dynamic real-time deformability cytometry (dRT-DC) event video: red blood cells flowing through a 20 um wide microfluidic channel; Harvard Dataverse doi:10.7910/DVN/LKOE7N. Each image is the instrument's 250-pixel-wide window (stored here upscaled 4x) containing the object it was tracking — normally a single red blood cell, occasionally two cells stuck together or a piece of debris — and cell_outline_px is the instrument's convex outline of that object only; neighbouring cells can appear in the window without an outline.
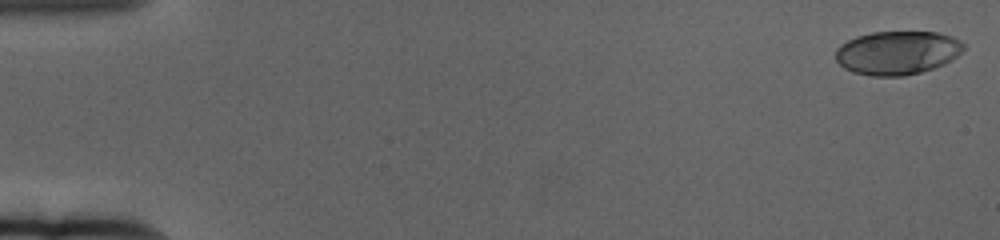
{"species": "human", "species_latin": "Homo sapiens", "temperature_condition": "cold", "stored_images_in_passage": 62, "camera_frame_rate_fps": 3000, "um_per_image_px": 0.085, "donor": {"sex": "female"}, "frame": {"image": 1, "passage_image": 2, "time_ms": 0.333, "image_size_px": [1000, 240], "cell_outline_px": [[964, 48], [956, 56], [944, 64], [920, 72], [904, 76], [872, 76], [852, 72], [844, 68], [836, 60], [836, 48], [840, 44], [856, 36], [872, 32], [936, 32], [952, 36], [960, 40], [964, 44]], "centroid_in_image_um": [76.25, 4.48], "position_along_channel_um": 8.8, "area_um2": 32.54}}
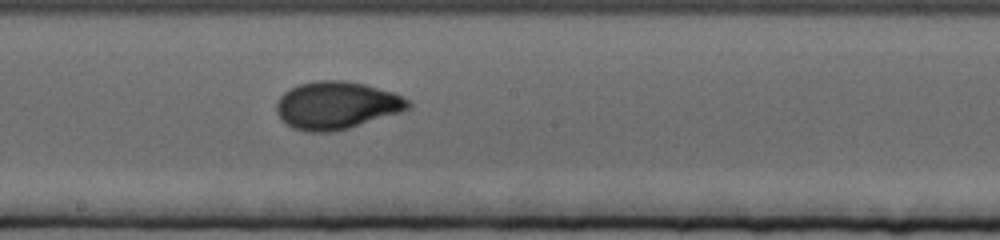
{"frame": {"image": 2, "passage_image": 35, "time_ms": 11.333, "image_size_px": [1000, 240], "cell_outline_px": [[412, 108], [400, 112], [348, 128], [332, 132], [308, 132], [292, 128], [280, 120], [276, 112], [276, 104], [280, 96], [284, 92], [300, 84], [320, 80], [344, 80], [364, 84], [392, 92], [408, 100], [412, 104]], "centroid_in_image_um": [28.58, 8.96], "position_along_channel_um": 219.6, "area_um2": 36.47}}
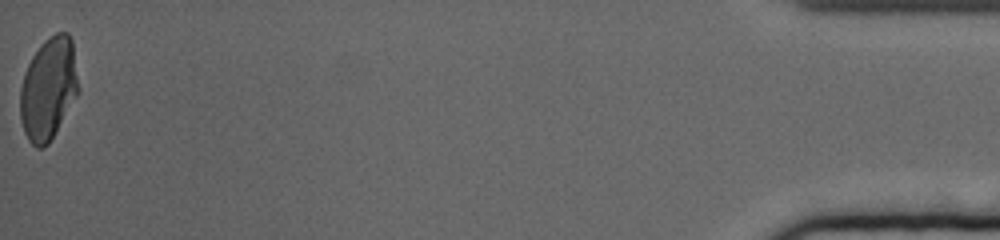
{"frame": {"image": 3, "passage_image": 62, "time_ms": 20.333, "image_size_px": [1000, 240], "cell_outline_px": [[80, 92], [48, 144], [44, 148], [36, 148], [28, 140], [24, 132], [20, 120], [20, 88], [28, 64], [32, 56], [40, 44], [44, 40], [56, 32], [68, 32], [72, 40]], "centroid_in_image_um": [4.12, 7.54], "position_along_channel_um": 431.1, "area_um2": 34.97}, "authors_computed_cell_mechanics": {"area_um2": 34.2176, "velocity_mm_per_s": 3.3519, "shape_relaxation_time_tau1_ms": 4.4294, "shape_relaxation_time_tau2_ms": null, "deformation_change_tau1": 0.1872, "deformation_change_tau2": null}}